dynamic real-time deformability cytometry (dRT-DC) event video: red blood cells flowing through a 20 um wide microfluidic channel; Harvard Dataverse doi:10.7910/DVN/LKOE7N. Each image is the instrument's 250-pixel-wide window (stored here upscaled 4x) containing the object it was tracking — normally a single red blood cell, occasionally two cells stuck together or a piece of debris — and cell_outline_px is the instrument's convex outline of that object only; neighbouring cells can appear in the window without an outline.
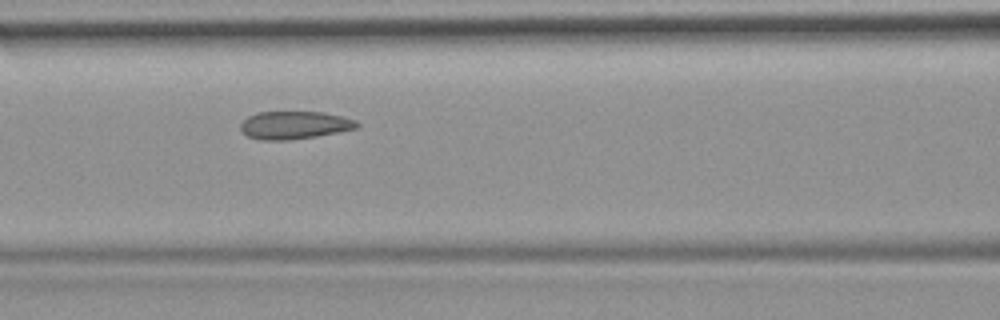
{"species": "common noctule bat (a hibernating species)", "species_latin": "Nyctalus noctula", "temperature_condition": "room temperature", "stored_images_in_passage": 39, "camera_frame_rate_fps": 3000, "um_per_image_px": 0.085, "animal": {"sex": "female", "body_mass_g": 19.9}, "frame": {"image": 1, "passage_image": 12, "time_ms": 3.667, "image_size_px": [1000, 320], "cell_outline_px": [[360, 124], [356, 128], [340, 132], [292, 140], [260, 140], [248, 136], [240, 128], [240, 124], [248, 116], [260, 112], [324, 112], [356, 120]], "centroid_in_image_um": [25.04, 10.64], "position_along_channel_um": 141.6, "area_um2": 18.84}, "authors_computed_cell_mechanics": {"area_um2": 19.363, "velocity_mm_per_s": 3.8151, "shape_relaxation_time_tau1_ms": 9.3824, "shape_relaxation_time_tau2_ms": 1.4845, "deformation_change_tau1": 0.1404, "deformation_change_tau2": 0.0616}}